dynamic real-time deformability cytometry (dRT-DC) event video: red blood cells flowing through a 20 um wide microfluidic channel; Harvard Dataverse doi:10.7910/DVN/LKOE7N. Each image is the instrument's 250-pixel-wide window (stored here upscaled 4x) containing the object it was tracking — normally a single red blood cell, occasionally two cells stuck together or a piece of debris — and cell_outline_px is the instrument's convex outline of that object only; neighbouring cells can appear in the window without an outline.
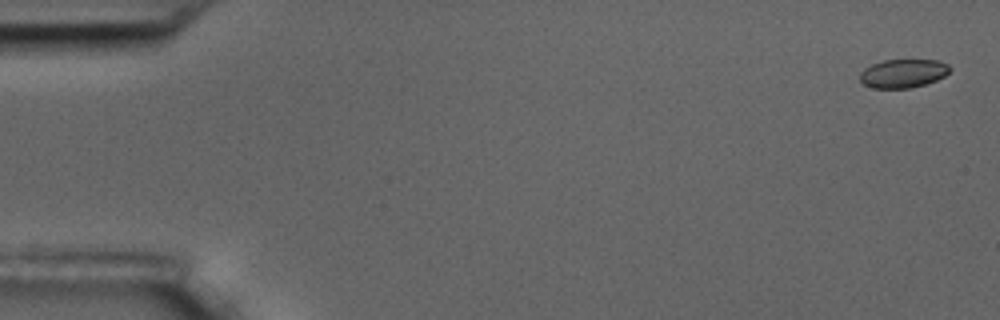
{"species": "common noctule bat (a hibernating species)", "species_latin": "Nyctalus noctula", "temperature_condition": "room temperature", "stored_images_in_passage": 10, "camera_frame_rate_fps": 3000, "um_per_image_px": 0.085, "animal": {"sex": "male", "body_mass_g": 17.5, "forearm_length_mm": 52.3}, "frame": {"image": 1, "passage_image": 1, "time_ms": 0.0, "image_size_px": [1000, 320], "cell_outline_px": [[952, 68], [944, 76], [936, 80], [912, 88], [872, 88], [864, 84], [860, 80], [860, 72], [864, 68], [872, 64], [884, 60], [936, 60], [948, 64]], "centroid_in_image_um": [76.75, 6.24], "position_along_channel_um": 8.2, "area_um2": 14.97}}
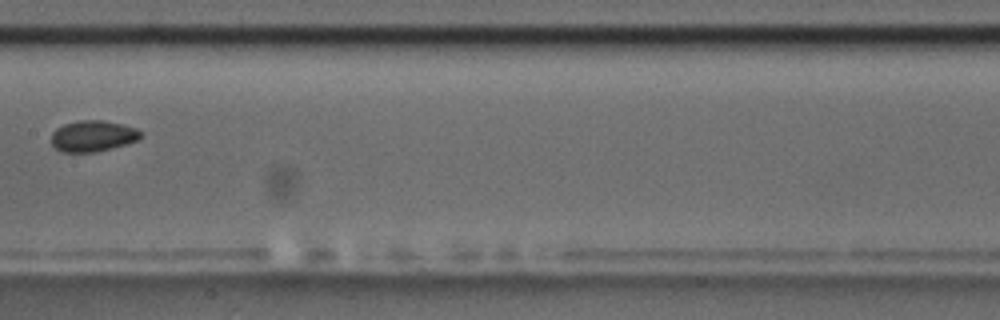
{"frame": {"image": 2, "passage_image": 9, "time_ms": 9.333, "image_size_px": [1000, 320], "cell_outline_px": [[144, 132], [136, 140], [124, 144], [92, 152], [60, 152], [52, 144], [52, 132], [56, 128], [64, 124], [80, 120], [104, 120], [136, 128]], "centroid_in_image_um": [7.86, 11.55], "position_along_channel_um": 199.5, "area_um2": 15.95}}
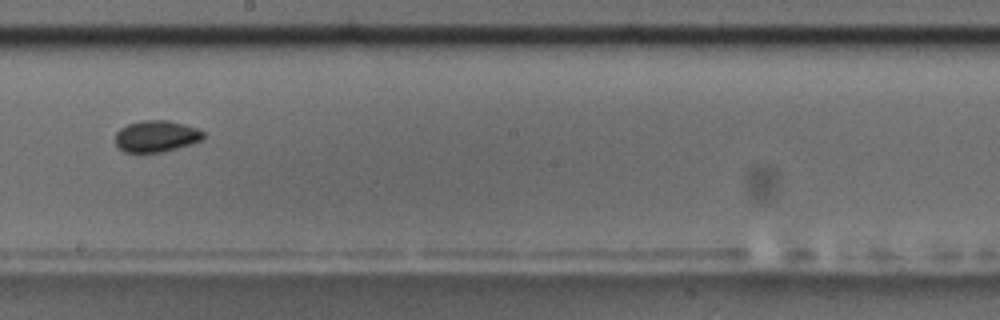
{"frame": {"image": 3, "passage_image": 10, "time_ms": 10.333, "image_size_px": [1000, 320], "cell_outline_px": [[204, 140], [192, 144], [164, 152], [124, 152], [116, 144], [116, 132], [120, 128], [128, 124], [140, 120], [168, 120], [184, 124], [196, 128], [204, 132]], "centroid_in_image_um": [13.31, 11.58], "position_along_channel_um": 234.9, "area_um2": 16.3}}